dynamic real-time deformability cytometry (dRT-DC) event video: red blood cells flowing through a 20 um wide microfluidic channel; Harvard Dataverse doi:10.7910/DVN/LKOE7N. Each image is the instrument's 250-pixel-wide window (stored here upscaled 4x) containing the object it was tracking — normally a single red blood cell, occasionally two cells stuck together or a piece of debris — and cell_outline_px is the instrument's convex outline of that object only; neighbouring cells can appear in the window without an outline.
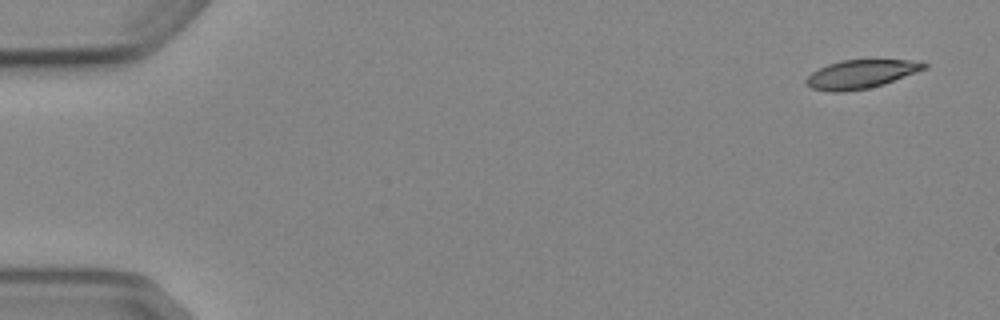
{"species": "Egyptian fruit bat (a non-hibernating species)", "species_latin": "Rousettus aegyptiacus", "temperature_condition": "cold", "stored_images_in_passage": 5, "camera_frame_rate_fps": 3000, "um_per_image_px": 0.085, "animal": {"sex": "female"}, "frame": {"image": 1, "passage_image": 1, "time_ms": 0.0, "image_size_px": [1000, 320], "cell_outline_px": [[928, 68], [884, 84], [868, 88], [840, 92], [828, 92], [812, 88], [804, 80], [812, 72], [828, 64], [840, 60], [920, 60], [928, 64]], "centroid_in_image_um": [73.21, 6.29], "position_along_channel_um": 11.8, "area_um2": 19.65}}
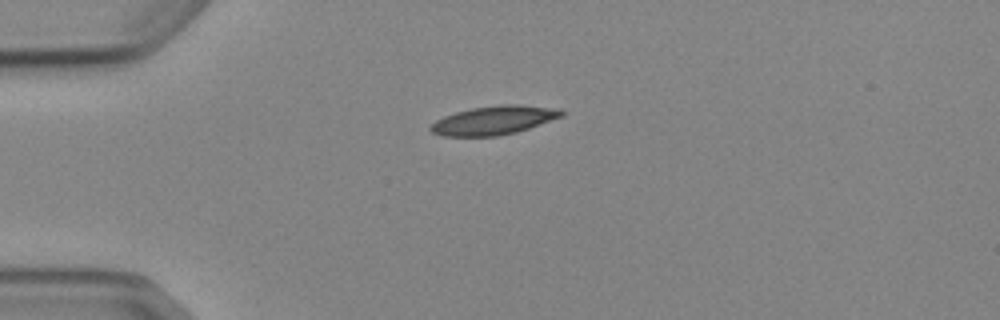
{"frame": {"image": 2, "passage_image": 4, "time_ms": 3.667, "image_size_px": [1000, 320], "cell_outline_px": [[564, 116], [516, 132], [496, 136], [440, 136], [432, 132], [428, 128], [436, 120], [444, 116], [456, 112], [472, 108], [504, 104], [520, 104], [560, 108], [564, 112]], "centroid_in_image_um": [42.0, 10.21], "position_along_channel_um": 43.0, "area_um2": 21.96}}